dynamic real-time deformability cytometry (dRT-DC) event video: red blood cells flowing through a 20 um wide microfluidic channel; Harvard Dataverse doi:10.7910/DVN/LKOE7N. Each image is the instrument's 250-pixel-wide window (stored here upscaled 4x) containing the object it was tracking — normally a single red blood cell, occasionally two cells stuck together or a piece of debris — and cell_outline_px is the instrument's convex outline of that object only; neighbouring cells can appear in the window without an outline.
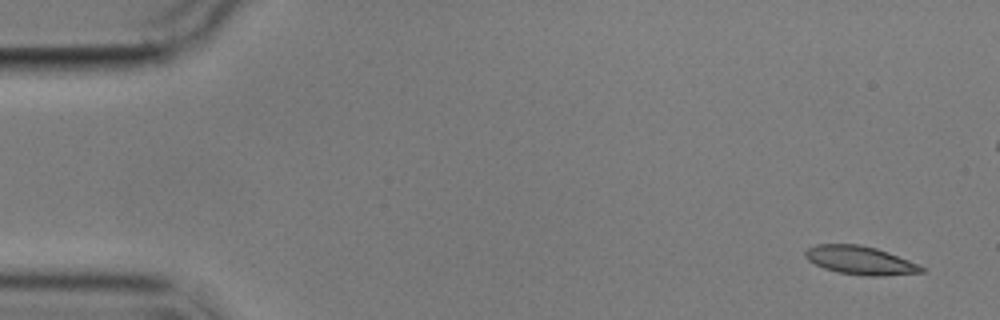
{"species": "common noctule bat (a hibernating species)", "species_latin": "Nyctalus noctula", "temperature_condition": "cold", "stored_images_in_passage": 7, "camera_frame_rate_fps": 3000, "um_per_image_px": 0.085, "animal": {"sex": "male", "body_mass_g": 17.9}, "frame": {"image": 1, "passage_image": 1, "time_ms": 0.0, "image_size_px": [1000, 320], "cell_outline_px": [[924, 272], [884, 276], [860, 276], [836, 272], [824, 268], [808, 260], [804, 256], [804, 252], [808, 248], [816, 244], [860, 244], [876, 248], [920, 264], [924, 268]], "centroid_in_image_um": [73.11, 22.13], "position_along_channel_um": 11.9, "area_um2": 19.42}}
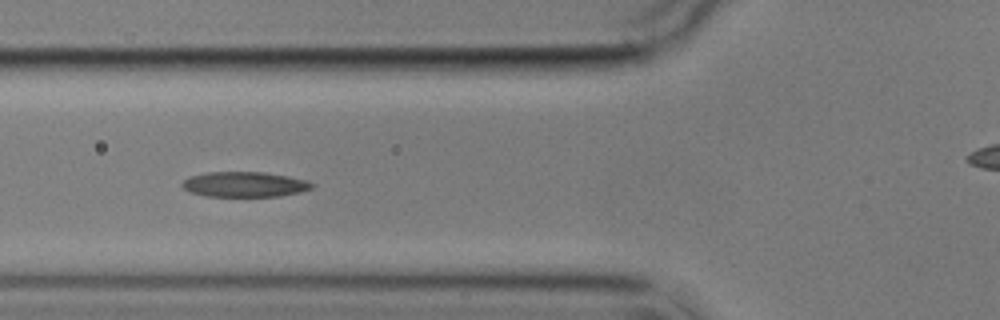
{"frame": {"image": 2, "passage_image": 6, "time_ms": 6.0, "image_size_px": [1000, 320], "cell_outline_px": [[316, 184], [312, 188], [300, 192], [280, 196], [208, 196], [188, 192], [180, 184], [188, 176], [208, 172], [264, 172], [288, 176], [308, 180]], "centroid_in_image_um": [20.79, 15.67], "position_along_channel_um": 105.0, "area_um2": 19.19}}
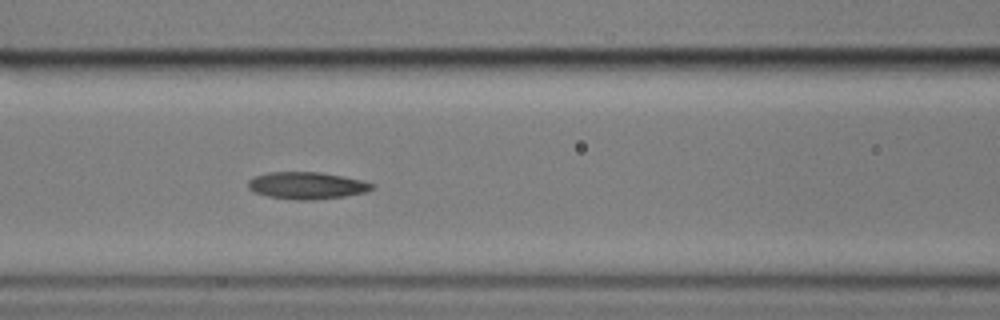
{"frame": {"image": 3, "passage_image": 7, "time_ms": 7.0, "image_size_px": [1000, 320], "cell_outline_px": [[376, 188], [364, 192], [344, 196], [312, 200], [296, 200], [268, 196], [256, 192], [248, 188], [248, 180], [256, 176], [268, 172], [320, 172], [344, 176], [376, 184]], "centroid_in_image_um": [26.11, 15.76], "position_along_channel_um": 140.5, "area_um2": 19.48}}